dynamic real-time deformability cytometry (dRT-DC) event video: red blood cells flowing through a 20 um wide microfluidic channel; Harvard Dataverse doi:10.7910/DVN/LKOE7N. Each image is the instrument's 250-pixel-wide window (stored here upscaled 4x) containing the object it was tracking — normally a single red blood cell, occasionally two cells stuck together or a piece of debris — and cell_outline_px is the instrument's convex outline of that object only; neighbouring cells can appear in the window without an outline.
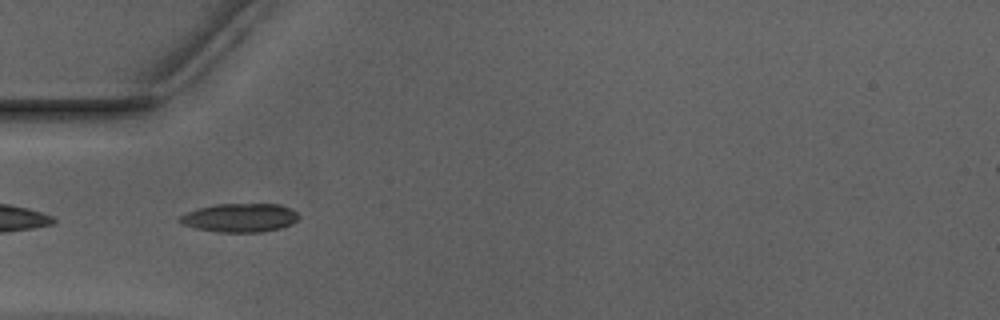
{"species": "Egyptian fruit bat (a non-hibernating species)", "species_latin": "Rousettus aegyptiacus", "temperature_condition": "warm", "stored_images_in_passage": 38, "camera_frame_rate_fps": 3000, "um_per_image_px": 0.085, "animal": {"sex": "male"}, "frame": {"image": 1, "passage_image": 2, "time_ms": 0.333, "image_size_px": [1000, 320], "cell_outline_px": [[300, 216], [292, 224], [280, 228], [260, 232], [220, 232], [196, 228], [184, 224], [176, 220], [180, 216], [188, 212], [200, 208], [216, 204], [280, 204], [296, 212]], "centroid_in_image_um": [20.4, 18.51], "position_along_channel_um": 64.6, "area_um2": 19.65}}
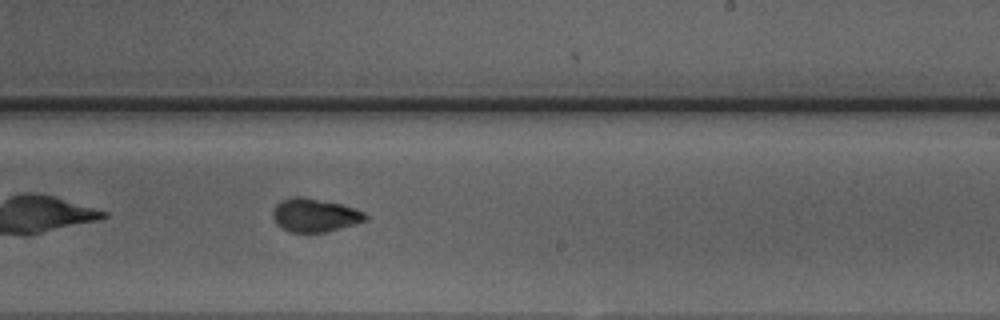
{"frame": {"image": 2, "passage_image": 17, "time_ms": 5.333, "image_size_px": [1000, 320], "cell_outline_px": [[368, 220], [356, 224], [324, 232], [292, 232], [276, 224], [272, 216], [272, 208], [280, 200], [292, 196], [300, 196], [340, 204], [356, 208], [364, 212], [368, 216]], "centroid_in_image_um": [26.75, 18.28], "position_along_channel_um": 262.3, "area_um2": 18.09}}
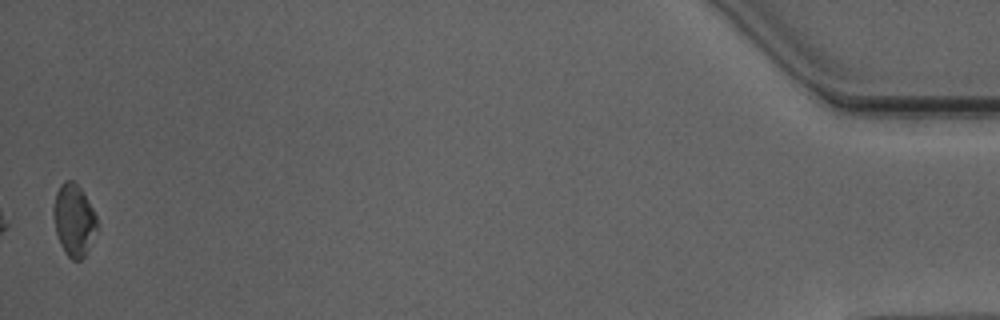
{"frame": {"image": 3, "passage_image": 37, "time_ms": 12.0, "image_size_px": [1000, 320], "cell_outline_px": [[96, 228], [88, 248], [84, 256], [80, 260], [72, 260], [64, 252], [60, 244], [56, 232], [52, 212], [52, 208], [56, 192], [60, 184], [64, 180], [72, 180], [80, 188], [92, 208], [96, 216]], "centroid_in_image_um": [6.23, 18.69], "position_along_channel_um": 429.0, "area_um2": 17.98}}